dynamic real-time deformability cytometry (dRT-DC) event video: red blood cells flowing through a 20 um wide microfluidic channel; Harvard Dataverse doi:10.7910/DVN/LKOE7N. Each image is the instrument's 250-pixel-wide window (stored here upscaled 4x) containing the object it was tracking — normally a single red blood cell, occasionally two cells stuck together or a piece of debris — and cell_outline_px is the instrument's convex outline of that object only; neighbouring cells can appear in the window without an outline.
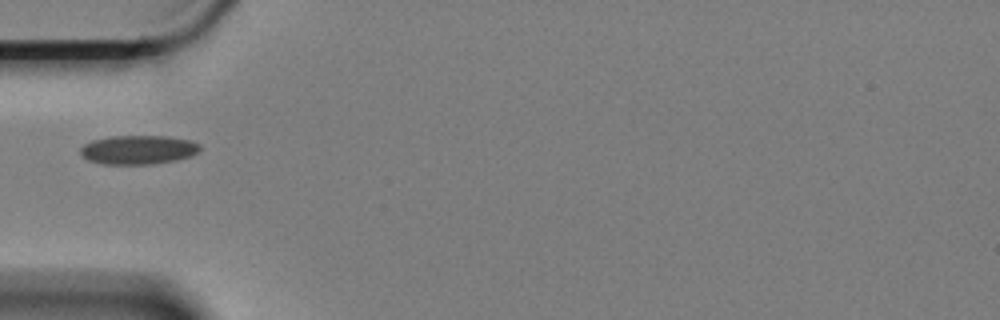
{"species": "Egyptian fruit bat (a non-hibernating species)", "species_latin": "Rousettus aegyptiacus", "temperature_condition": "cold", "stored_images_in_passage": 7, "segment_of_instrument_passage": [2, 2], "camera_frame_rate_fps": 3000, "um_per_image_px": 0.085, "animal": {"sex": "female"}, "frame": {"image": 1, "passage_image": 5, "time_ms": 1.333, "image_size_px": [1000, 320], "cell_outline_px": [[200, 148], [192, 156], [176, 160], [152, 164], [104, 164], [88, 160], [80, 152], [80, 148], [84, 144], [92, 140], [112, 136], [168, 136], [192, 140], [200, 144]], "centroid_in_image_um": [11.77, 12.72], "position_along_channel_um": 73.2, "area_um2": 20.23}}
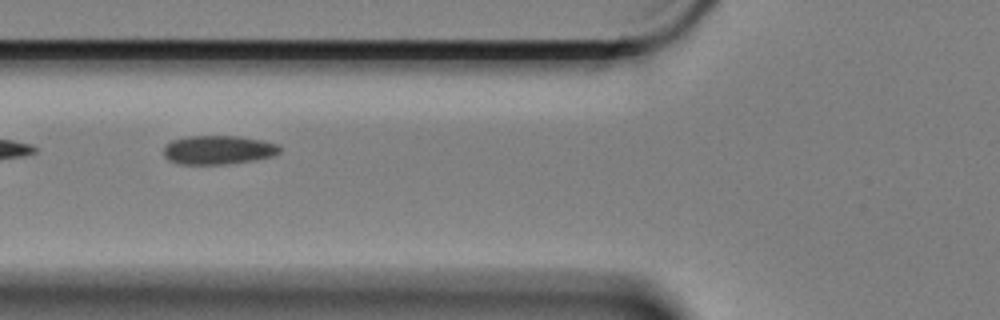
{"frame": {"image": 2, "passage_image": 6, "time_ms": 1.667, "image_size_px": [1000, 320], "cell_outline_px": [[280, 152], [272, 156], [252, 160], [224, 164], [180, 164], [168, 160], [164, 156], [164, 144], [172, 140], [184, 136], [240, 136], [264, 140], [280, 144]], "centroid_in_image_um": [18.54, 12.72], "position_along_channel_um": 107.3, "area_um2": 19.71}}
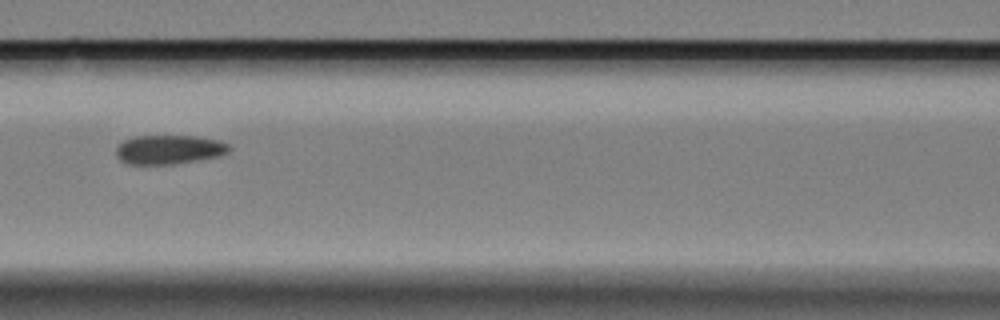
{"frame": {"image": 3, "passage_image": 7, "time_ms": 2.0, "image_size_px": [1000, 320], "cell_outline_px": [[232, 148], [228, 152], [216, 156], [196, 160], [172, 164], [128, 164], [120, 160], [116, 156], [116, 148], [124, 140], [136, 136], [196, 136], [220, 140], [228, 144]], "centroid_in_image_um": [14.36, 12.7], "position_along_channel_um": 152.2, "area_um2": 19.07}}